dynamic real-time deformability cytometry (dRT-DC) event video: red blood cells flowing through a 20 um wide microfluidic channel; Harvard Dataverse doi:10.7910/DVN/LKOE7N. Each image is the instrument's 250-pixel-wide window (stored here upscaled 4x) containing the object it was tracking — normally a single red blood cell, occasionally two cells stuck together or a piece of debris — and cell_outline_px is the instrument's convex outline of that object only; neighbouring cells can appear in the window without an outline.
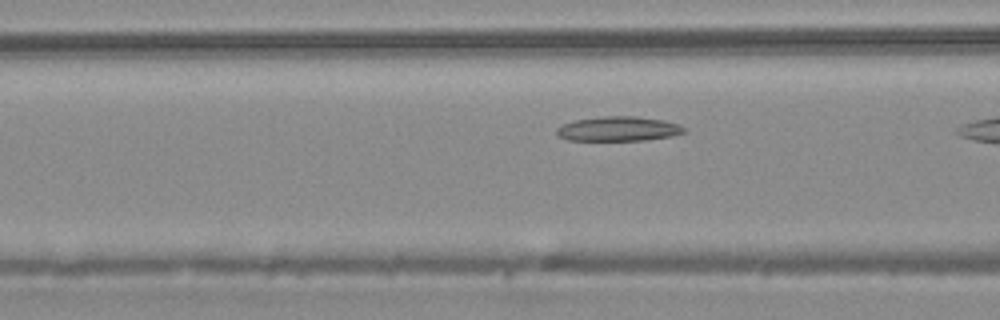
{"species": "common noctule bat (a hibernating species)", "species_latin": "Nyctalus noctula", "temperature_condition": "warm", "stored_images_in_passage": 10, "camera_frame_rate_fps": 3000, "um_per_image_px": 0.085, "animal": {"sex": "male", "body_mass_g": 20.4}, "frame": {"image": 1, "passage_image": 9, "time_ms": 2.667, "image_size_px": [1000, 320], "cell_outline_px": [[688, 132], [672, 136], [644, 140], [568, 140], [556, 136], [556, 128], [564, 124], [576, 120], [604, 116], [636, 116], [664, 120], [680, 124]], "centroid_in_image_um": [52.59, 10.95], "position_along_channel_um": 114.0, "area_um2": 18.32}}